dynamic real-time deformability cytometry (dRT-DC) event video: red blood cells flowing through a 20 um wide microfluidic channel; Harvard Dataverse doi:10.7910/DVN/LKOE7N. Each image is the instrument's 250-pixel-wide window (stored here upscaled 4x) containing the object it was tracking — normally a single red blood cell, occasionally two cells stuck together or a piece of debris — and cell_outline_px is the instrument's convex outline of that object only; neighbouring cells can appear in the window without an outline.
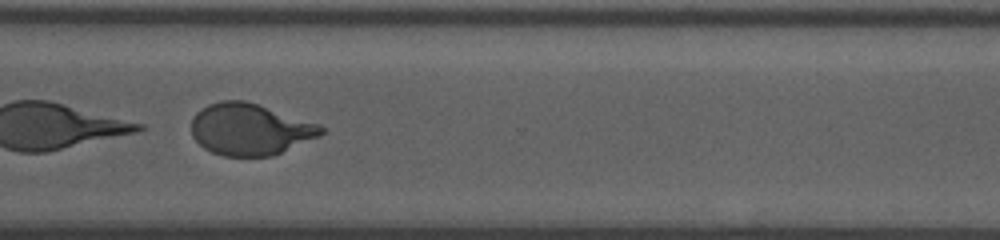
{"species": "human", "species_latin": "Homo sapiens", "temperature_condition": "room temperature", "stored_images_in_passage": 59, "camera_frame_rate_fps": 3000, "um_per_image_px": 0.085, "donor": {"sex": "male"}, "frame": {"image": 1, "passage_image": 47, "time_ms": 15.333, "image_size_px": [1000, 240], "cell_outline_px": [[324, 132], [320, 136], [272, 156], [224, 156], [212, 152], [204, 148], [192, 136], [192, 120], [196, 112], [208, 104], [220, 100], [244, 100], [320, 124], [324, 128]], "centroid_in_image_um": [21.24, 10.99], "position_along_channel_um": 349.4, "area_um2": 38.9}}